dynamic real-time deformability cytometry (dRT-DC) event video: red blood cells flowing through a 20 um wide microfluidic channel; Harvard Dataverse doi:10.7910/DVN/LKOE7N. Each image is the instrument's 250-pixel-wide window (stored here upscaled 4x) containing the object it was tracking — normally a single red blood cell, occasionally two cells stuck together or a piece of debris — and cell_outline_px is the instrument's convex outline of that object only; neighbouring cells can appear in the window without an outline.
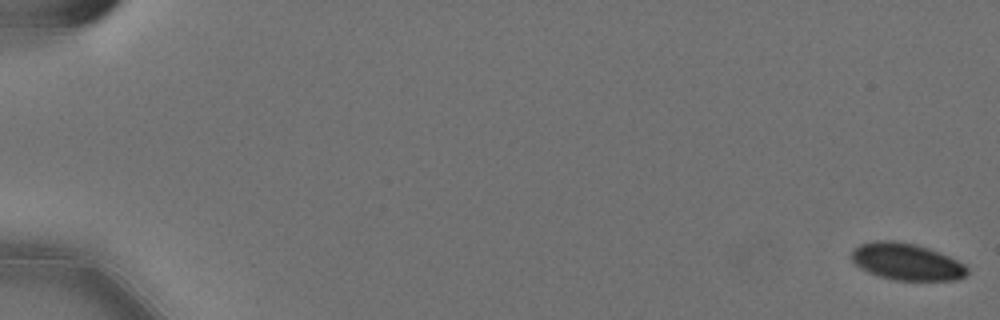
{"species": "Egyptian fruit bat (a non-hibernating species)", "species_latin": "Rousettus aegyptiacus", "temperature_condition": "cold", "stored_images_in_passage": 20, "camera_frame_rate_fps": 3000, "um_per_image_px": 0.085, "animal": {"sex": "female"}, "frame": {"image": 1, "passage_image": 1, "time_ms": 0.0, "image_size_px": [1000, 320], "cell_outline_px": [[968, 272], [964, 276], [956, 280], [896, 280], [880, 276], [868, 272], [860, 268], [852, 260], [852, 248], [860, 244], [876, 240], [896, 240], [916, 244], [940, 252], [964, 264], [968, 268]], "centroid_in_image_um": [77.04, 22.23], "position_along_channel_um": 8.0, "area_um2": 24.85}}
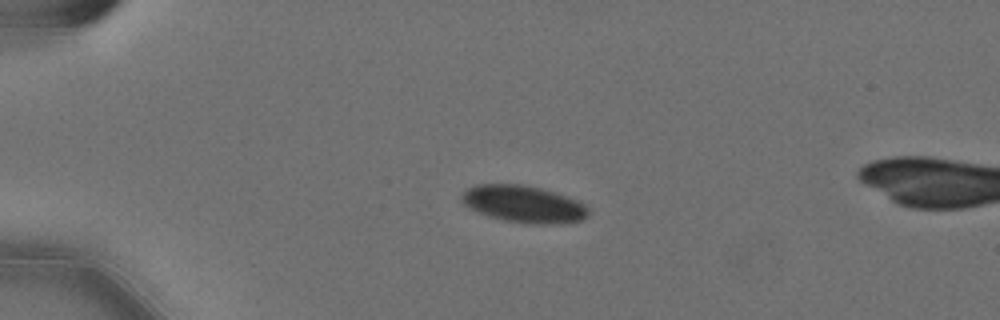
{"frame": {"image": 2, "passage_image": 15, "time_ms": 4.667, "image_size_px": [1000, 320], "cell_outline_px": [[592, 208], [588, 216], [580, 220], [556, 224], [524, 224], [504, 220], [488, 216], [468, 208], [460, 200], [460, 196], [468, 188], [476, 184], [520, 184], [540, 188], [576, 200]], "centroid_in_image_um": [44.49, 17.36], "position_along_channel_um": 40.5, "area_um2": 27.46}}